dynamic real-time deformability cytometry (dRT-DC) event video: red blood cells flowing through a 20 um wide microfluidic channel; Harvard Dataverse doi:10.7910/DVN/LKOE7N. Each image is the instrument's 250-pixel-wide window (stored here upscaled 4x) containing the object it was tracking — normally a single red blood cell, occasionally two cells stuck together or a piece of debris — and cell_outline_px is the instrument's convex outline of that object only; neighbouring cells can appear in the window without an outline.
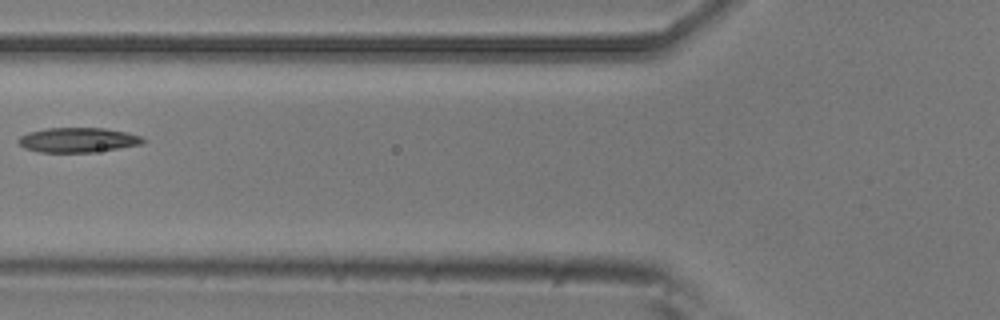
{"species": "common noctule bat (a hibernating species)", "species_latin": "Nyctalus noctula", "temperature_condition": "room temperature", "stored_images_in_passage": 6, "camera_frame_rate_fps": 3000, "um_per_image_px": 0.085, "animal": {"sex": "male", "body_mass_g": 20.5, "forearm_length_mm": 52.5}, "frame": {"image": 1, "passage_image": 5, "time_ms": 1.333, "image_size_px": [1000, 320], "cell_outline_px": [[148, 140], [144, 144], [120, 148], [92, 152], [40, 152], [24, 148], [16, 140], [20, 136], [28, 132], [48, 128], [104, 128], [128, 132], [140, 136]], "centroid_in_image_um": [6.66, 11.89], "position_along_channel_um": 119.1, "area_um2": 18.09}}
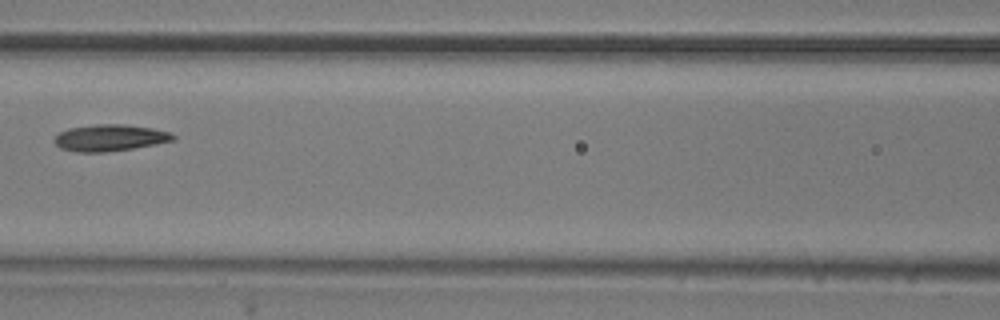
{"frame": {"image": 2, "passage_image": 6, "time_ms": 1.667, "image_size_px": [1000, 320], "cell_outline_px": [[176, 140], [156, 144], [132, 148], [104, 152], [76, 152], [60, 148], [52, 140], [60, 132], [68, 128], [96, 124], [124, 124], [152, 128], [168, 132], [176, 136]], "centroid_in_image_um": [9.33, 11.71], "position_along_channel_um": 157.3, "area_um2": 18.38}}